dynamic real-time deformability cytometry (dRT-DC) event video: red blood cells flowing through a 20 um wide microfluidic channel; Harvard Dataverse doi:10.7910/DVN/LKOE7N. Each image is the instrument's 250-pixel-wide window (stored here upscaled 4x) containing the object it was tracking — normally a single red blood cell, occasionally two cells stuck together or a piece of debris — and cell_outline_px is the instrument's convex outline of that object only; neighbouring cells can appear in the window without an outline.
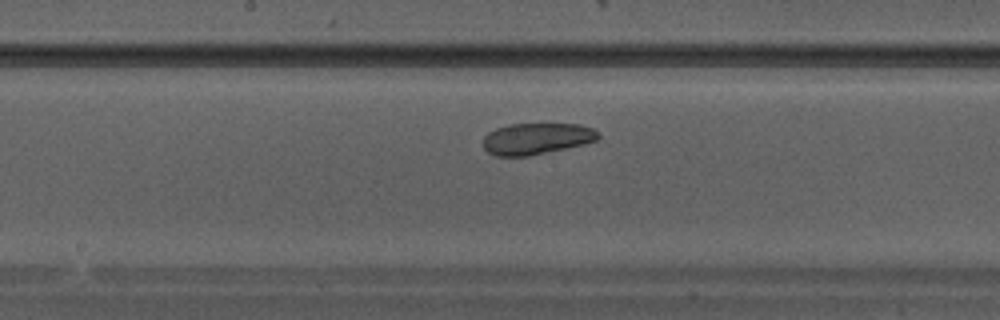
{"species": "Egyptian fruit bat (a non-hibernating species)", "species_latin": "Rousettus aegyptiacus", "temperature_condition": "warm", "stored_images_in_passage": 24, "camera_frame_rate_fps": 3000, "um_per_image_px": 0.085, "animal": {"sex": "male"}, "frame": {"image": 1, "passage_image": 11, "time_ms": 3.333, "image_size_px": [1000, 320], "cell_outline_px": [[600, 136], [596, 140], [584, 144], [528, 156], [496, 156], [488, 152], [484, 148], [484, 136], [488, 132], [496, 128], [508, 124], [580, 124], [592, 128], [600, 132]], "centroid_in_image_um": [45.61, 11.78], "position_along_channel_um": 202.6, "area_um2": 21.04}}